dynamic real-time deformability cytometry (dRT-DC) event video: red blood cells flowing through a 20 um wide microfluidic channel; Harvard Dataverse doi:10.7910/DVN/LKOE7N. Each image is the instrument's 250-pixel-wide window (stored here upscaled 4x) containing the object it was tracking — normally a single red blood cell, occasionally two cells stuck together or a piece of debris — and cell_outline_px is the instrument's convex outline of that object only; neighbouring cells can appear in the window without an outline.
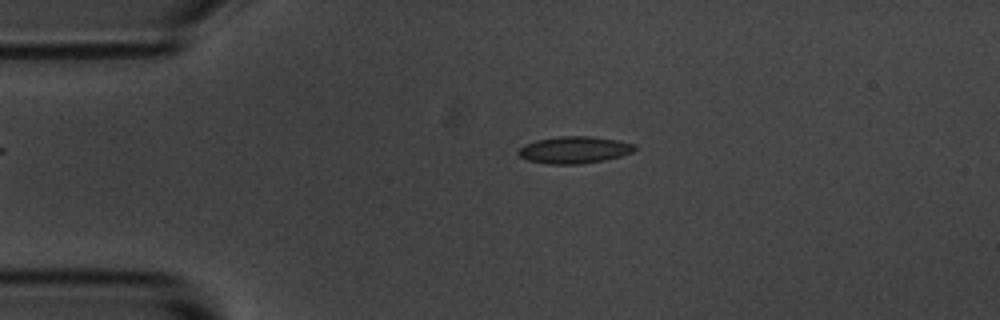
{"species": "common noctule bat (a hibernating species)", "species_latin": "Nyctalus noctula", "temperature_condition": "room temperature", "stored_images_in_passage": 3, "camera_frame_rate_fps": 3000, "um_per_image_px": 0.085, "animal": {"sex": "male", "body_mass_g": 20.1, "forearm_length_mm": 53.5}, "frame": {"image": 1, "passage_image": 2, "time_ms": 2.0, "image_size_px": [1000, 320], "cell_outline_px": [[636, 148], [632, 152], [620, 156], [604, 160], [580, 164], [548, 164], [528, 160], [520, 156], [516, 152], [524, 144], [536, 140], [556, 136], [588, 136], [620, 140], [636, 144]], "centroid_in_image_um": [48.81, 12.73], "position_along_channel_um": 36.2, "area_um2": 18.38}}